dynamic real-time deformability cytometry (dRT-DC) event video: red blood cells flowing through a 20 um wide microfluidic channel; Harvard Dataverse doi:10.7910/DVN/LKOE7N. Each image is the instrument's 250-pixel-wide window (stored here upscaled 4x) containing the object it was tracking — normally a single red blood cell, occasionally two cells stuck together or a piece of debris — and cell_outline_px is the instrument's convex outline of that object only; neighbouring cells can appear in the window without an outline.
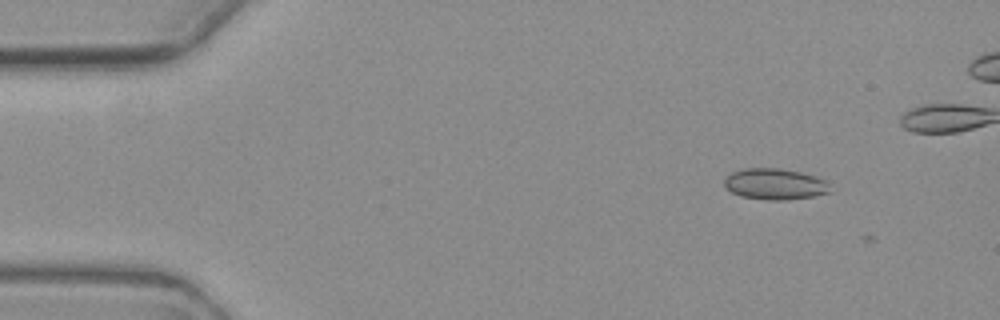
{"species": "common noctule bat (a hibernating species)", "species_latin": "Nyctalus noctula", "temperature_condition": "warm", "stored_images_in_passage": 3, "camera_frame_rate_fps": 3000, "um_per_image_px": 0.085, "animal": {"sex": "female", "body_mass_g": 19.3, "forearm_length_mm": 54.1}, "frame": {"image": 1, "passage_image": 1, "time_ms": 0.0, "image_size_px": [1000, 320], "cell_outline_px": [[828, 192], [812, 196], [784, 200], [768, 200], [740, 196], [724, 188], [724, 180], [732, 172], [744, 168], [780, 168], [800, 172], [828, 180]], "centroid_in_image_um": [65.83, 15.64], "position_along_channel_um": 19.2, "area_um2": 19.07}}